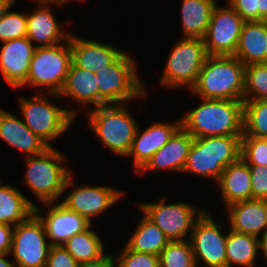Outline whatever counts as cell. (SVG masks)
Here are the masks:
<instances>
[{
  "instance_id": "1",
  "label": "cell",
  "mask_w": 267,
  "mask_h": 267,
  "mask_svg": "<svg viewBox=\"0 0 267 267\" xmlns=\"http://www.w3.org/2000/svg\"><path fill=\"white\" fill-rule=\"evenodd\" d=\"M200 105L181 117V126L194 138L242 136L244 101L200 98Z\"/></svg>"
},
{
  "instance_id": "2",
  "label": "cell",
  "mask_w": 267,
  "mask_h": 267,
  "mask_svg": "<svg viewBox=\"0 0 267 267\" xmlns=\"http://www.w3.org/2000/svg\"><path fill=\"white\" fill-rule=\"evenodd\" d=\"M245 65L235 56L208 55L190 93L198 98L244 101Z\"/></svg>"
},
{
  "instance_id": "3",
  "label": "cell",
  "mask_w": 267,
  "mask_h": 267,
  "mask_svg": "<svg viewBox=\"0 0 267 267\" xmlns=\"http://www.w3.org/2000/svg\"><path fill=\"white\" fill-rule=\"evenodd\" d=\"M242 136L194 138L183 172L218 181L224 169L240 158Z\"/></svg>"
},
{
  "instance_id": "4",
  "label": "cell",
  "mask_w": 267,
  "mask_h": 267,
  "mask_svg": "<svg viewBox=\"0 0 267 267\" xmlns=\"http://www.w3.org/2000/svg\"><path fill=\"white\" fill-rule=\"evenodd\" d=\"M129 109L123 104H106L86 112L88 125L98 140L112 153L127 156L138 127Z\"/></svg>"
},
{
  "instance_id": "5",
  "label": "cell",
  "mask_w": 267,
  "mask_h": 267,
  "mask_svg": "<svg viewBox=\"0 0 267 267\" xmlns=\"http://www.w3.org/2000/svg\"><path fill=\"white\" fill-rule=\"evenodd\" d=\"M25 184L42 203L58 202L64 194L65 183L72 173L63 166L65 155L53 146L43 153L25 157Z\"/></svg>"
},
{
  "instance_id": "6",
  "label": "cell",
  "mask_w": 267,
  "mask_h": 267,
  "mask_svg": "<svg viewBox=\"0 0 267 267\" xmlns=\"http://www.w3.org/2000/svg\"><path fill=\"white\" fill-rule=\"evenodd\" d=\"M137 64L128 52L95 73L98 81V107L123 104L135 98H146V89L139 79Z\"/></svg>"
},
{
  "instance_id": "7",
  "label": "cell",
  "mask_w": 267,
  "mask_h": 267,
  "mask_svg": "<svg viewBox=\"0 0 267 267\" xmlns=\"http://www.w3.org/2000/svg\"><path fill=\"white\" fill-rule=\"evenodd\" d=\"M31 99L19 97V108L24 124L44 142H50L62 136L72 126L78 111L73 108H60L51 104L41 91Z\"/></svg>"
},
{
  "instance_id": "8",
  "label": "cell",
  "mask_w": 267,
  "mask_h": 267,
  "mask_svg": "<svg viewBox=\"0 0 267 267\" xmlns=\"http://www.w3.org/2000/svg\"><path fill=\"white\" fill-rule=\"evenodd\" d=\"M72 52L70 40L51 47H36L30 62L28 76L23 84L46 89L52 97H56L64 86Z\"/></svg>"
},
{
  "instance_id": "9",
  "label": "cell",
  "mask_w": 267,
  "mask_h": 267,
  "mask_svg": "<svg viewBox=\"0 0 267 267\" xmlns=\"http://www.w3.org/2000/svg\"><path fill=\"white\" fill-rule=\"evenodd\" d=\"M208 57L202 38L182 37L173 45L160 78L161 85L170 89H190Z\"/></svg>"
},
{
  "instance_id": "10",
  "label": "cell",
  "mask_w": 267,
  "mask_h": 267,
  "mask_svg": "<svg viewBox=\"0 0 267 267\" xmlns=\"http://www.w3.org/2000/svg\"><path fill=\"white\" fill-rule=\"evenodd\" d=\"M167 196H162L157 203H138V208L152 220L170 241L188 240L196 220L206 210L194 205L176 202L167 204Z\"/></svg>"
},
{
  "instance_id": "11",
  "label": "cell",
  "mask_w": 267,
  "mask_h": 267,
  "mask_svg": "<svg viewBox=\"0 0 267 267\" xmlns=\"http://www.w3.org/2000/svg\"><path fill=\"white\" fill-rule=\"evenodd\" d=\"M41 220L32 213L13 228L10 255L17 267H46L51 247Z\"/></svg>"
},
{
  "instance_id": "12",
  "label": "cell",
  "mask_w": 267,
  "mask_h": 267,
  "mask_svg": "<svg viewBox=\"0 0 267 267\" xmlns=\"http://www.w3.org/2000/svg\"><path fill=\"white\" fill-rule=\"evenodd\" d=\"M213 218L205 210L188 237L197 267L200 262L206 267H226L227 234L221 231L222 225Z\"/></svg>"
},
{
  "instance_id": "13",
  "label": "cell",
  "mask_w": 267,
  "mask_h": 267,
  "mask_svg": "<svg viewBox=\"0 0 267 267\" xmlns=\"http://www.w3.org/2000/svg\"><path fill=\"white\" fill-rule=\"evenodd\" d=\"M75 184L72 172L65 183L63 192L70 187L74 188L61 203L69 210L80 214L92 225L95 224L91 222L93 217L103 214L125 194L124 191L121 192L113 186L82 185V187H76Z\"/></svg>"
},
{
  "instance_id": "14",
  "label": "cell",
  "mask_w": 267,
  "mask_h": 267,
  "mask_svg": "<svg viewBox=\"0 0 267 267\" xmlns=\"http://www.w3.org/2000/svg\"><path fill=\"white\" fill-rule=\"evenodd\" d=\"M244 22L229 4L226 7L216 5L203 38L207 54L234 56Z\"/></svg>"
},
{
  "instance_id": "15",
  "label": "cell",
  "mask_w": 267,
  "mask_h": 267,
  "mask_svg": "<svg viewBox=\"0 0 267 267\" xmlns=\"http://www.w3.org/2000/svg\"><path fill=\"white\" fill-rule=\"evenodd\" d=\"M48 202L45 217L42 208L34 206V213L41 220L51 246H63L73 235L87 230L92 224L75 211L66 208L62 203ZM55 204V205H54Z\"/></svg>"
},
{
  "instance_id": "16",
  "label": "cell",
  "mask_w": 267,
  "mask_h": 267,
  "mask_svg": "<svg viewBox=\"0 0 267 267\" xmlns=\"http://www.w3.org/2000/svg\"><path fill=\"white\" fill-rule=\"evenodd\" d=\"M138 125L130 152L126 157L133 158L136 173L147 165L153 155L161 149L181 127V118L171 122H155L140 132Z\"/></svg>"
},
{
  "instance_id": "17",
  "label": "cell",
  "mask_w": 267,
  "mask_h": 267,
  "mask_svg": "<svg viewBox=\"0 0 267 267\" xmlns=\"http://www.w3.org/2000/svg\"><path fill=\"white\" fill-rule=\"evenodd\" d=\"M36 47L37 44H33L27 37L3 42L0 50V74L12 88H21L26 82Z\"/></svg>"
},
{
  "instance_id": "18",
  "label": "cell",
  "mask_w": 267,
  "mask_h": 267,
  "mask_svg": "<svg viewBox=\"0 0 267 267\" xmlns=\"http://www.w3.org/2000/svg\"><path fill=\"white\" fill-rule=\"evenodd\" d=\"M227 208L230 229L264 242L267 237V200L250 199L233 203Z\"/></svg>"
},
{
  "instance_id": "19",
  "label": "cell",
  "mask_w": 267,
  "mask_h": 267,
  "mask_svg": "<svg viewBox=\"0 0 267 267\" xmlns=\"http://www.w3.org/2000/svg\"><path fill=\"white\" fill-rule=\"evenodd\" d=\"M70 47L72 62L82 69L96 73L115 62L124 50L96 40H87L71 33Z\"/></svg>"
},
{
  "instance_id": "20",
  "label": "cell",
  "mask_w": 267,
  "mask_h": 267,
  "mask_svg": "<svg viewBox=\"0 0 267 267\" xmlns=\"http://www.w3.org/2000/svg\"><path fill=\"white\" fill-rule=\"evenodd\" d=\"M36 10L27 12V35L33 43L39 42L37 47H51L69 39L71 33L63 32L56 20L51 4H37ZM41 6V7H40Z\"/></svg>"
},
{
  "instance_id": "21",
  "label": "cell",
  "mask_w": 267,
  "mask_h": 267,
  "mask_svg": "<svg viewBox=\"0 0 267 267\" xmlns=\"http://www.w3.org/2000/svg\"><path fill=\"white\" fill-rule=\"evenodd\" d=\"M193 141L194 137L181 126L140 172L146 173L149 170L183 172Z\"/></svg>"
},
{
  "instance_id": "22",
  "label": "cell",
  "mask_w": 267,
  "mask_h": 267,
  "mask_svg": "<svg viewBox=\"0 0 267 267\" xmlns=\"http://www.w3.org/2000/svg\"><path fill=\"white\" fill-rule=\"evenodd\" d=\"M0 139L10 147L25 153V157L41 154L50 147L34 134L21 118L3 109H0Z\"/></svg>"
},
{
  "instance_id": "23",
  "label": "cell",
  "mask_w": 267,
  "mask_h": 267,
  "mask_svg": "<svg viewBox=\"0 0 267 267\" xmlns=\"http://www.w3.org/2000/svg\"><path fill=\"white\" fill-rule=\"evenodd\" d=\"M234 56L245 66L267 63V21L244 22Z\"/></svg>"
},
{
  "instance_id": "24",
  "label": "cell",
  "mask_w": 267,
  "mask_h": 267,
  "mask_svg": "<svg viewBox=\"0 0 267 267\" xmlns=\"http://www.w3.org/2000/svg\"><path fill=\"white\" fill-rule=\"evenodd\" d=\"M222 201L227 207L251 199V173L249 165L240 157L229 164L217 181Z\"/></svg>"
},
{
  "instance_id": "25",
  "label": "cell",
  "mask_w": 267,
  "mask_h": 267,
  "mask_svg": "<svg viewBox=\"0 0 267 267\" xmlns=\"http://www.w3.org/2000/svg\"><path fill=\"white\" fill-rule=\"evenodd\" d=\"M57 97L70 98L86 107H98V81L95 73L77 67L71 62L64 86Z\"/></svg>"
},
{
  "instance_id": "26",
  "label": "cell",
  "mask_w": 267,
  "mask_h": 267,
  "mask_svg": "<svg viewBox=\"0 0 267 267\" xmlns=\"http://www.w3.org/2000/svg\"><path fill=\"white\" fill-rule=\"evenodd\" d=\"M225 251L226 267H255L257 255L263 254V241L229 228Z\"/></svg>"
},
{
  "instance_id": "27",
  "label": "cell",
  "mask_w": 267,
  "mask_h": 267,
  "mask_svg": "<svg viewBox=\"0 0 267 267\" xmlns=\"http://www.w3.org/2000/svg\"><path fill=\"white\" fill-rule=\"evenodd\" d=\"M216 0H182L181 24L184 37L204 38Z\"/></svg>"
},
{
  "instance_id": "28",
  "label": "cell",
  "mask_w": 267,
  "mask_h": 267,
  "mask_svg": "<svg viewBox=\"0 0 267 267\" xmlns=\"http://www.w3.org/2000/svg\"><path fill=\"white\" fill-rule=\"evenodd\" d=\"M29 198L10 184H0V223L16 226L25 221L34 206Z\"/></svg>"
},
{
  "instance_id": "29",
  "label": "cell",
  "mask_w": 267,
  "mask_h": 267,
  "mask_svg": "<svg viewBox=\"0 0 267 267\" xmlns=\"http://www.w3.org/2000/svg\"><path fill=\"white\" fill-rule=\"evenodd\" d=\"M125 245L137 252L159 256L163 248L170 242L164 232L144 213L134 233Z\"/></svg>"
},
{
  "instance_id": "30",
  "label": "cell",
  "mask_w": 267,
  "mask_h": 267,
  "mask_svg": "<svg viewBox=\"0 0 267 267\" xmlns=\"http://www.w3.org/2000/svg\"><path fill=\"white\" fill-rule=\"evenodd\" d=\"M91 227L73 235L63 245L79 264L96 260L105 254L103 241Z\"/></svg>"
},
{
  "instance_id": "31",
  "label": "cell",
  "mask_w": 267,
  "mask_h": 267,
  "mask_svg": "<svg viewBox=\"0 0 267 267\" xmlns=\"http://www.w3.org/2000/svg\"><path fill=\"white\" fill-rule=\"evenodd\" d=\"M242 136L267 139V99L244 101Z\"/></svg>"
},
{
  "instance_id": "32",
  "label": "cell",
  "mask_w": 267,
  "mask_h": 267,
  "mask_svg": "<svg viewBox=\"0 0 267 267\" xmlns=\"http://www.w3.org/2000/svg\"><path fill=\"white\" fill-rule=\"evenodd\" d=\"M160 267H197L189 240L170 241L159 254Z\"/></svg>"
},
{
  "instance_id": "33",
  "label": "cell",
  "mask_w": 267,
  "mask_h": 267,
  "mask_svg": "<svg viewBox=\"0 0 267 267\" xmlns=\"http://www.w3.org/2000/svg\"><path fill=\"white\" fill-rule=\"evenodd\" d=\"M267 99V63L245 66L244 101Z\"/></svg>"
},
{
  "instance_id": "34",
  "label": "cell",
  "mask_w": 267,
  "mask_h": 267,
  "mask_svg": "<svg viewBox=\"0 0 267 267\" xmlns=\"http://www.w3.org/2000/svg\"><path fill=\"white\" fill-rule=\"evenodd\" d=\"M27 35V12L10 11L0 20V41L26 37Z\"/></svg>"
},
{
  "instance_id": "35",
  "label": "cell",
  "mask_w": 267,
  "mask_h": 267,
  "mask_svg": "<svg viewBox=\"0 0 267 267\" xmlns=\"http://www.w3.org/2000/svg\"><path fill=\"white\" fill-rule=\"evenodd\" d=\"M240 157L248 165L267 166V139L242 136Z\"/></svg>"
},
{
  "instance_id": "36",
  "label": "cell",
  "mask_w": 267,
  "mask_h": 267,
  "mask_svg": "<svg viewBox=\"0 0 267 267\" xmlns=\"http://www.w3.org/2000/svg\"><path fill=\"white\" fill-rule=\"evenodd\" d=\"M118 255L115 257L116 267H160L159 256L133 251L126 245Z\"/></svg>"
},
{
  "instance_id": "37",
  "label": "cell",
  "mask_w": 267,
  "mask_h": 267,
  "mask_svg": "<svg viewBox=\"0 0 267 267\" xmlns=\"http://www.w3.org/2000/svg\"><path fill=\"white\" fill-rule=\"evenodd\" d=\"M251 199L267 200V166L249 165Z\"/></svg>"
},
{
  "instance_id": "38",
  "label": "cell",
  "mask_w": 267,
  "mask_h": 267,
  "mask_svg": "<svg viewBox=\"0 0 267 267\" xmlns=\"http://www.w3.org/2000/svg\"><path fill=\"white\" fill-rule=\"evenodd\" d=\"M79 263L63 246H51L46 267H78Z\"/></svg>"
},
{
  "instance_id": "39",
  "label": "cell",
  "mask_w": 267,
  "mask_h": 267,
  "mask_svg": "<svg viewBox=\"0 0 267 267\" xmlns=\"http://www.w3.org/2000/svg\"><path fill=\"white\" fill-rule=\"evenodd\" d=\"M228 4L245 22L255 21V0H228Z\"/></svg>"
},
{
  "instance_id": "40",
  "label": "cell",
  "mask_w": 267,
  "mask_h": 267,
  "mask_svg": "<svg viewBox=\"0 0 267 267\" xmlns=\"http://www.w3.org/2000/svg\"><path fill=\"white\" fill-rule=\"evenodd\" d=\"M14 226L0 223V254L10 253Z\"/></svg>"
},
{
  "instance_id": "41",
  "label": "cell",
  "mask_w": 267,
  "mask_h": 267,
  "mask_svg": "<svg viewBox=\"0 0 267 267\" xmlns=\"http://www.w3.org/2000/svg\"><path fill=\"white\" fill-rule=\"evenodd\" d=\"M78 267H116L115 256L113 254H104L96 260L80 263Z\"/></svg>"
},
{
  "instance_id": "42",
  "label": "cell",
  "mask_w": 267,
  "mask_h": 267,
  "mask_svg": "<svg viewBox=\"0 0 267 267\" xmlns=\"http://www.w3.org/2000/svg\"><path fill=\"white\" fill-rule=\"evenodd\" d=\"M267 21V0H255V21Z\"/></svg>"
},
{
  "instance_id": "43",
  "label": "cell",
  "mask_w": 267,
  "mask_h": 267,
  "mask_svg": "<svg viewBox=\"0 0 267 267\" xmlns=\"http://www.w3.org/2000/svg\"><path fill=\"white\" fill-rule=\"evenodd\" d=\"M17 0H0V20L5 16L13 4L15 5Z\"/></svg>"
},
{
  "instance_id": "44",
  "label": "cell",
  "mask_w": 267,
  "mask_h": 267,
  "mask_svg": "<svg viewBox=\"0 0 267 267\" xmlns=\"http://www.w3.org/2000/svg\"><path fill=\"white\" fill-rule=\"evenodd\" d=\"M10 254H0V267H17L16 263L14 261H10V259H7Z\"/></svg>"
},
{
  "instance_id": "45",
  "label": "cell",
  "mask_w": 267,
  "mask_h": 267,
  "mask_svg": "<svg viewBox=\"0 0 267 267\" xmlns=\"http://www.w3.org/2000/svg\"><path fill=\"white\" fill-rule=\"evenodd\" d=\"M34 4H51L53 6L54 4L56 5V0H35Z\"/></svg>"
},
{
  "instance_id": "46",
  "label": "cell",
  "mask_w": 267,
  "mask_h": 267,
  "mask_svg": "<svg viewBox=\"0 0 267 267\" xmlns=\"http://www.w3.org/2000/svg\"><path fill=\"white\" fill-rule=\"evenodd\" d=\"M267 262V237L263 242V255H262Z\"/></svg>"
},
{
  "instance_id": "47",
  "label": "cell",
  "mask_w": 267,
  "mask_h": 267,
  "mask_svg": "<svg viewBox=\"0 0 267 267\" xmlns=\"http://www.w3.org/2000/svg\"><path fill=\"white\" fill-rule=\"evenodd\" d=\"M73 1H78V0H56V5L58 4V5L63 6V4H67V3L73 2ZM79 1L83 2L84 0H79Z\"/></svg>"
}]
</instances>
